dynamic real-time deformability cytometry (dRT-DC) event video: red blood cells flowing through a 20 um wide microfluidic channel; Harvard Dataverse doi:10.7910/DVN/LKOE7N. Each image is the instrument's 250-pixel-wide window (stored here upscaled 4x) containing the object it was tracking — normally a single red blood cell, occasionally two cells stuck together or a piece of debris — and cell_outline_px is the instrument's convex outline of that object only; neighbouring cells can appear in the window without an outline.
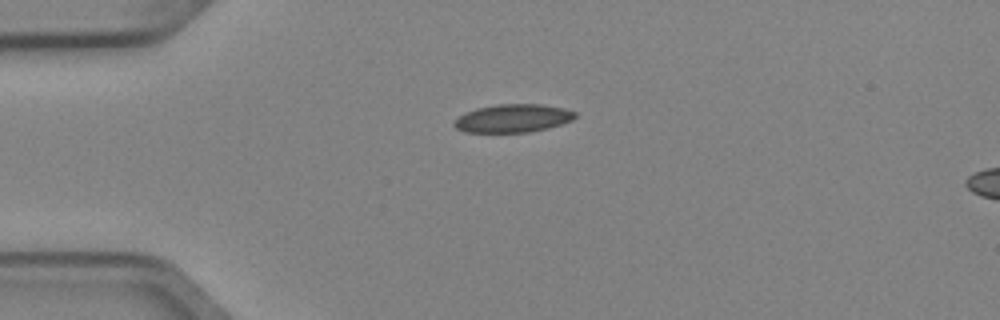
{"species": "Egyptian fruit bat (a non-hibernating species)", "species_latin": "Rousettus aegyptiacus", "temperature_condition": "cold", "stored_images_in_passage": 3, "camera_frame_rate_fps": 3000, "um_per_image_px": 0.085, "animal": {"sex": "female"}, "frame": {"image": 1, "passage_image": 1, "time_ms": 0.0, "image_size_px": [1000, 320], "cell_outline_px": [[576, 116], [572, 120], [548, 128], [528, 132], [464, 132], [456, 128], [452, 124], [452, 120], [464, 112], [476, 108], [496, 104], [540, 104], [564, 108], [576, 112]], "centroid_in_image_um": [43.54, 10.05], "position_along_channel_um": 41.5, "area_um2": 20.0}}
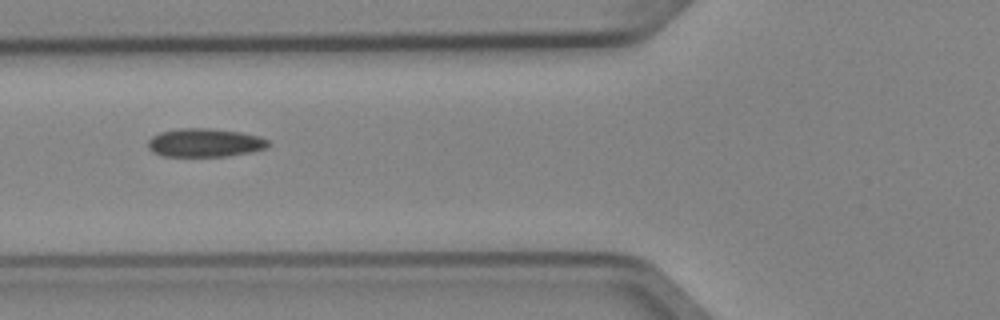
{"frame": {"image": 2, "passage_image": 3, "time_ms": 0.667, "image_size_px": [1000, 320], "cell_outline_px": [[268, 148], [252, 152], [228, 156], [164, 156], [152, 152], [148, 148], [148, 140], [152, 136], [160, 132], [180, 128], [208, 128], [240, 132], [260, 136], [268, 140]], "centroid_in_image_um": [17.41, 12.13], "position_along_channel_um": 108.4, "area_um2": 20.06}}